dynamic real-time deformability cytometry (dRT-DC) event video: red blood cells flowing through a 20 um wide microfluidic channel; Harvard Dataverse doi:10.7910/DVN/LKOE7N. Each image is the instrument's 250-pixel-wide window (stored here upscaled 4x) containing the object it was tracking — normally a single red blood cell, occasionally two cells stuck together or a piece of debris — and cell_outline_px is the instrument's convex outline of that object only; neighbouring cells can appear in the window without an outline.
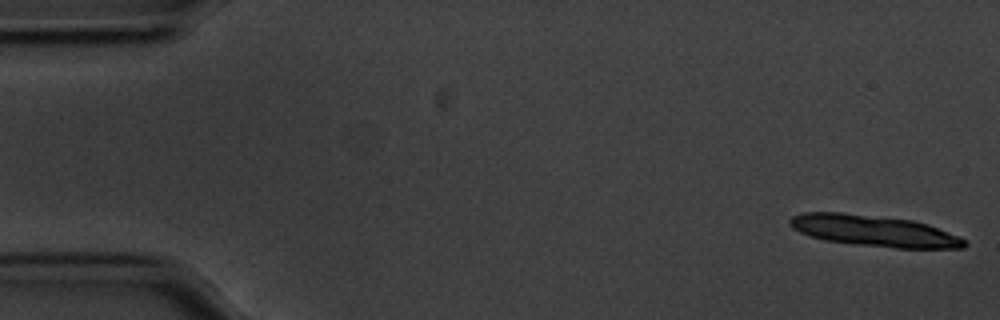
{"species": "common noctule bat (a hibernating species)", "species_latin": "Nyctalus noctula", "temperature_condition": "cold", "stored_images_in_passage": 13, "camera_frame_rate_fps": 3000, "um_per_image_px": 0.085, "animal": {"sex": "male", "body_mass_g": 20.1, "forearm_length_mm": 53.5}, "frame": {"image": 1, "passage_image": 1, "time_ms": 0.0, "image_size_px": [1000, 320], "cell_outline_px": [[968, 244], [964, 248], [896, 248], [856, 244], [824, 240], [808, 236], [792, 228], [788, 224], [788, 220], [792, 216], [804, 212], [840, 212], [912, 220], [928, 224], [960, 236]], "centroid_in_image_um": [74.27, 19.62], "position_along_channel_um": 10.7, "area_um2": 31.79}}